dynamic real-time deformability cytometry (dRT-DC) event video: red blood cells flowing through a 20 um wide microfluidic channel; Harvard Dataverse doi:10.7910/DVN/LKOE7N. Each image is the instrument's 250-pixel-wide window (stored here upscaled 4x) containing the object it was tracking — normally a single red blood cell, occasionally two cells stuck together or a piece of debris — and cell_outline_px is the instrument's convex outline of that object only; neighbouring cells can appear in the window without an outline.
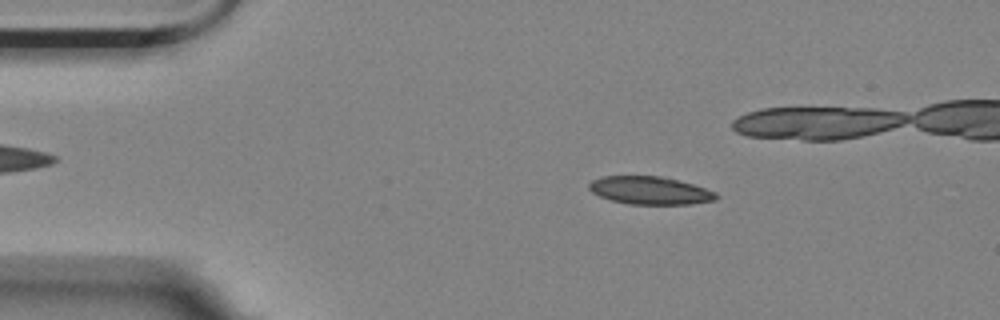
{"species": "Egyptian fruit bat (a non-hibernating species)", "species_latin": "Rousettus aegyptiacus", "temperature_condition": "room temperature", "stored_images_in_passage": 44, "camera_frame_rate_fps": 3000, "um_per_image_px": 0.085, "animal": {"sex": "female"}, "frame": {"image": 1, "passage_image": 9, "time_ms": 2.667, "image_size_px": [1000, 320], "cell_outline_px": [[720, 196], [716, 200], [692, 204], [628, 204], [612, 200], [600, 196], [592, 192], [588, 188], [588, 184], [592, 180], [604, 176], [660, 176], [692, 184], [716, 192]], "centroid_in_image_um": [55.26, 16.19], "position_along_channel_um": 29.7, "area_um2": 20.58}}
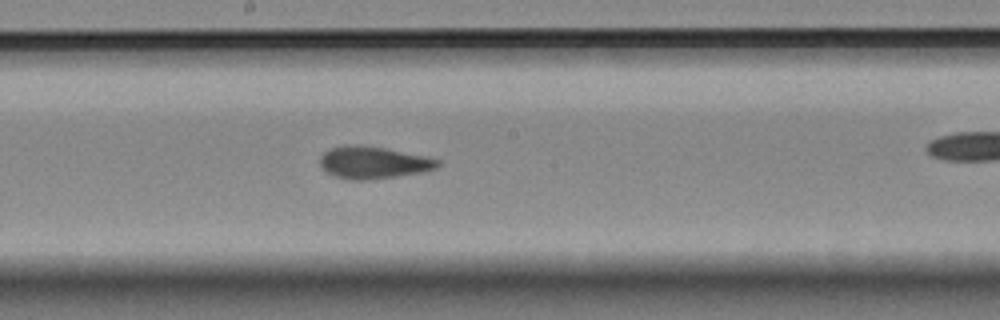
{"frame": {"image": 2, "passage_image": 29, "time_ms": 9.333, "image_size_px": [1000, 320], "cell_outline_px": [[440, 164], [436, 168], [420, 172], [396, 176], [368, 180], [352, 180], [336, 176], [320, 168], [320, 156], [324, 152], [332, 148], [344, 144], [356, 144], [384, 148], [424, 156], [440, 160]], "centroid_in_image_um": [31.69, 13.81], "position_along_channel_um": 216.5, "area_um2": 21.91}}
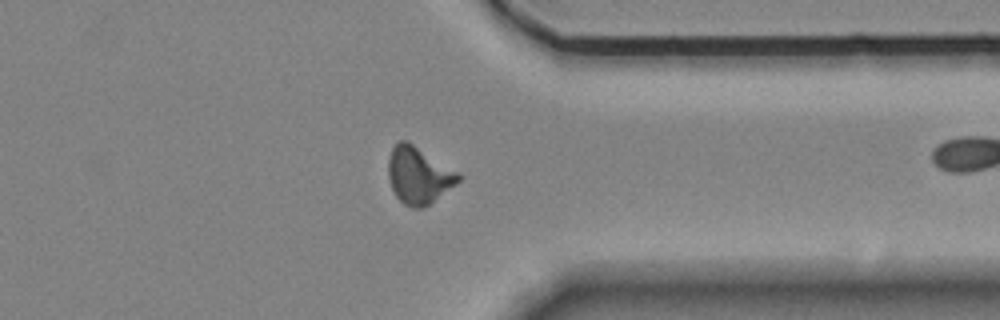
{"frame": {"image": 3, "passage_image": 43, "time_ms": 14.0, "image_size_px": [1000, 320], "cell_outline_px": [[460, 180], [456, 184], [424, 208], [412, 208], [404, 204], [396, 196], [388, 180], [388, 160], [392, 148], [400, 140], [408, 140], [460, 172]], "centroid_in_image_um": [35.59, 14.88], "position_along_channel_um": 375.8, "area_um2": 23.47}}